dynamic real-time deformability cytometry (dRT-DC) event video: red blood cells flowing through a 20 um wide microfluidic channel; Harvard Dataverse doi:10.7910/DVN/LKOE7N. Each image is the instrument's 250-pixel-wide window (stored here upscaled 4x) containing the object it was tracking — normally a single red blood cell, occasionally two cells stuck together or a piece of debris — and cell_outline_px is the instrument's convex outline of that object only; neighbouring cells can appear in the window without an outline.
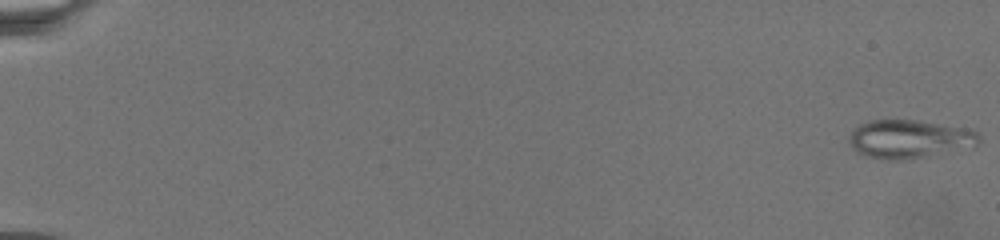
{"species": "common noctule bat (a hibernating species)", "species_latin": "Nyctalus noctula", "temperature_condition": "warm", "stored_images_in_passage": 21, "camera_frame_rate_fps": 3000, "um_per_image_px": 0.085, "animal": {"sex": "female", "body_mass_g": 19.5, "forearm_length_mm": 54.1}, "frame": {"image": 1, "passage_image": 1, "time_ms": 0.0, "image_size_px": [1000, 240], "cell_outline_px": [[980, 140], [976, 148], [908, 160], [892, 160], [864, 156], [856, 152], [848, 144], [848, 136], [860, 124], [868, 120], [920, 120], [976, 132]], "centroid_in_image_um": [77.28, 11.85], "position_along_channel_um": 7.7, "area_um2": 29.42}}
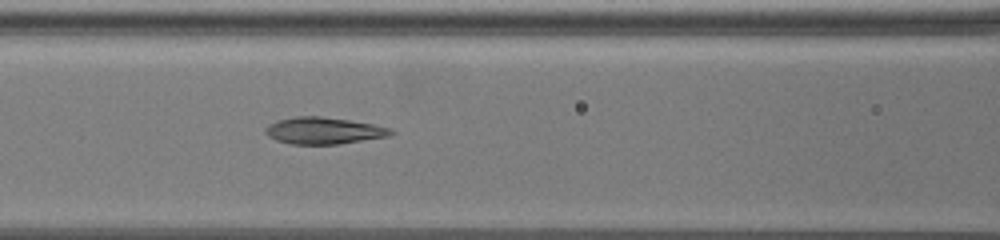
{"frame": {"image": 2, "passage_image": 20, "time_ms": 11.667, "image_size_px": [1000, 240], "cell_outline_px": [[396, 132], [388, 136], [340, 144], [288, 144], [276, 140], [268, 136], [264, 132], [264, 128], [268, 124], [276, 120], [296, 116], [320, 116], [348, 120], [372, 124], [392, 128]], "centroid_in_image_um": [27.48, 11.11], "position_along_channel_um": 139.1, "area_um2": 19.71}}